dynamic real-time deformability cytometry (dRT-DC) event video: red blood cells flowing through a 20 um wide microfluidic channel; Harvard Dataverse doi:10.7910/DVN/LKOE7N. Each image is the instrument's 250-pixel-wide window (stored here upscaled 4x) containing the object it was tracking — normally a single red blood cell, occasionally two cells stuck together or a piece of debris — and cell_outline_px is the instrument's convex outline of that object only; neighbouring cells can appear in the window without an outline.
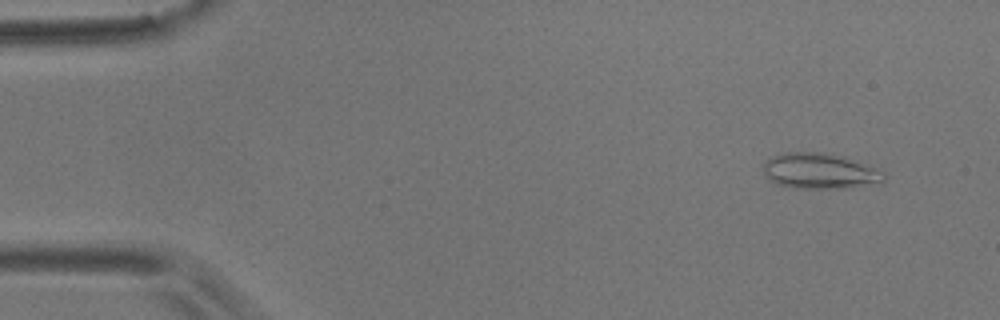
{"species": "common noctule bat (a hibernating species)", "species_latin": "Nyctalus noctula", "temperature_condition": "room temperature", "stored_images_in_passage": 6, "camera_frame_rate_fps": 3000, "um_per_image_px": 0.085, "animal": {"sex": "male", "body_mass_g": 17.9}, "frame": {"image": 1, "passage_image": 2, "time_ms": 0.333, "image_size_px": [1000, 320], "cell_outline_px": [[888, 176], [884, 180], [848, 188], [792, 188], [776, 184], [768, 180], [764, 176], [764, 160], [772, 156], [784, 152], [824, 152], [844, 156], [868, 164], [884, 172]], "centroid_in_image_um": [69.64, 14.52], "position_along_channel_um": 15.4, "area_um2": 25.37}}